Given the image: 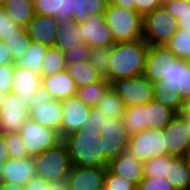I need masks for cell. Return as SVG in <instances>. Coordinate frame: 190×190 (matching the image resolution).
Listing matches in <instances>:
<instances>
[{
	"label": "cell",
	"instance_id": "obj_41",
	"mask_svg": "<svg viewBox=\"0 0 190 190\" xmlns=\"http://www.w3.org/2000/svg\"><path fill=\"white\" fill-rule=\"evenodd\" d=\"M104 190H137V186L127 179L111 173L107 169Z\"/></svg>",
	"mask_w": 190,
	"mask_h": 190
},
{
	"label": "cell",
	"instance_id": "obj_29",
	"mask_svg": "<svg viewBox=\"0 0 190 190\" xmlns=\"http://www.w3.org/2000/svg\"><path fill=\"white\" fill-rule=\"evenodd\" d=\"M125 131L131 136L138 132L148 129L145 116V105L126 107L121 118Z\"/></svg>",
	"mask_w": 190,
	"mask_h": 190
},
{
	"label": "cell",
	"instance_id": "obj_2",
	"mask_svg": "<svg viewBox=\"0 0 190 190\" xmlns=\"http://www.w3.org/2000/svg\"><path fill=\"white\" fill-rule=\"evenodd\" d=\"M150 46L142 38L131 42H115L111 46L109 74L110 84L120 78H133L144 74Z\"/></svg>",
	"mask_w": 190,
	"mask_h": 190
},
{
	"label": "cell",
	"instance_id": "obj_32",
	"mask_svg": "<svg viewBox=\"0 0 190 190\" xmlns=\"http://www.w3.org/2000/svg\"><path fill=\"white\" fill-rule=\"evenodd\" d=\"M30 41L31 39L28 36L26 28H21L20 30L15 31L14 34H11L8 38L3 40L11 51L10 53L14 62L24 56L29 47Z\"/></svg>",
	"mask_w": 190,
	"mask_h": 190
},
{
	"label": "cell",
	"instance_id": "obj_50",
	"mask_svg": "<svg viewBox=\"0 0 190 190\" xmlns=\"http://www.w3.org/2000/svg\"><path fill=\"white\" fill-rule=\"evenodd\" d=\"M52 100H53L52 96L41 85V87L34 93L33 97L29 101V108L30 109L35 108L37 107V104L43 105Z\"/></svg>",
	"mask_w": 190,
	"mask_h": 190
},
{
	"label": "cell",
	"instance_id": "obj_34",
	"mask_svg": "<svg viewBox=\"0 0 190 190\" xmlns=\"http://www.w3.org/2000/svg\"><path fill=\"white\" fill-rule=\"evenodd\" d=\"M66 70L64 52L56 46L48 47L43 60L42 76H49Z\"/></svg>",
	"mask_w": 190,
	"mask_h": 190
},
{
	"label": "cell",
	"instance_id": "obj_25",
	"mask_svg": "<svg viewBox=\"0 0 190 190\" xmlns=\"http://www.w3.org/2000/svg\"><path fill=\"white\" fill-rule=\"evenodd\" d=\"M48 46L37 41H30L29 47L23 57L15 61V66L26 68L42 77L43 60L47 54Z\"/></svg>",
	"mask_w": 190,
	"mask_h": 190
},
{
	"label": "cell",
	"instance_id": "obj_5",
	"mask_svg": "<svg viewBox=\"0 0 190 190\" xmlns=\"http://www.w3.org/2000/svg\"><path fill=\"white\" fill-rule=\"evenodd\" d=\"M177 29V20L163 5L144 16L143 39L149 46H165Z\"/></svg>",
	"mask_w": 190,
	"mask_h": 190
},
{
	"label": "cell",
	"instance_id": "obj_23",
	"mask_svg": "<svg viewBox=\"0 0 190 190\" xmlns=\"http://www.w3.org/2000/svg\"><path fill=\"white\" fill-rule=\"evenodd\" d=\"M83 43L79 34V24L74 19L58 20L55 46L67 51Z\"/></svg>",
	"mask_w": 190,
	"mask_h": 190
},
{
	"label": "cell",
	"instance_id": "obj_22",
	"mask_svg": "<svg viewBox=\"0 0 190 190\" xmlns=\"http://www.w3.org/2000/svg\"><path fill=\"white\" fill-rule=\"evenodd\" d=\"M30 119L38 124L55 129L61 136L62 104L59 100H52L46 104H37L30 109Z\"/></svg>",
	"mask_w": 190,
	"mask_h": 190
},
{
	"label": "cell",
	"instance_id": "obj_51",
	"mask_svg": "<svg viewBox=\"0 0 190 190\" xmlns=\"http://www.w3.org/2000/svg\"><path fill=\"white\" fill-rule=\"evenodd\" d=\"M86 3V9L90 11V16L95 14H105L109 4L108 0H86Z\"/></svg>",
	"mask_w": 190,
	"mask_h": 190
},
{
	"label": "cell",
	"instance_id": "obj_42",
	"mask_svg": "<svg viewBox=\"0 0 190 190\" xmlns=\"http://www.w3.org/2000/svg\"><path fill=\"white\" fill-rule=\"evenodd\" d=\"M137 190H175L169 180L163 177L144 176Z\"/></svg>",
	"mask_w": 190,
	"mask_h": 190
},
{
	"label": "cell",
	"instance_id": "obj_26",
	"mask_svg": "<svg viewBox=\"0 0 190 190\" xmlns=\"http://www.w3.org/2000/svg\"><path fill=\"white\" fill-rule=\"evenodd\" d=\"M176 114L173 109L154 99L145 104V116L148 129H163Z\"/></svg>",
	"mask_w": 190,
	"mask_h": 190
},
{
	"label": "cell",
	"instance_id": "obj_17",
	"mask_svg": "<svg viewBox=\"0 0 190 190\" xmlns=\"http://www.w3.org/2000/svg\"><path fill=\"white\" fill-rule=\"evenodd\" d=\"M107 169L111 173L134 183L137 187L144 177L143 163L138 160V157L129 148H126L117 158L109 161Z\"/></svg>",
	"mask_w": 190,
	"mask_h": 190
},
{
	"label": "cell",
	"instance_id": "obj_38",
	"mask_svg": "<svg viewBox=\"0 0 190 190\" xmlns=\"http://www.w3.org/2000/svg\"><path fill=\"white\" fill-rule=\"evenodd\" d=\"M5 142L8 147L10 158L29 157L27 155V150L23 144L22 137L19 132L5 134Z\"/></svg>",
	"mask_w": 190,
	"mask_h": 190
},
{
	"label": "cell",
	"instance_id": "obj_28",
	"mask_svg": "<svg viewBox=\"0 0 190 190\" xmlns=\"http://www.w3.org/2000/svg\"><path fill=\"white\" fill-rule=\"evenodd\" d=\"M66 71L75 81L77 88L86 86L90 83H96L103 78L89 61L66 65Z\"/></svg>",
	"mask_w": 190,
	"mask_h": 190
},
{
	"label": "cell",
	"instance_id": "obj_43",
	"mask_svg": "<svg viewBox=\"0 0 190 190\" xmlns=\"http://www.w3.org/2000/svg\"><path fill=\"white\" fill-rule=\"evenodd\" d=\"M60 0H33L34 12L38 15L54 16L59 13Z\"/></svg>",
	"mask_w": 190,
	"mask_h": 190
},
{
	"label": "cell",
	"instance_id": "obj_55",
	"mask_svg": "<svg viewBox=\"0 0 190 190\" xmlns=\"http://www.w3.org/2000/svg\"><path fill=\"white\" fill-rule=\"evenodd\" d=\"M109 4L136 11L135 0H108Z\"/></svg>",
	"mask_w": 190,
	"mask_h": 190
},
{
	"label": "cell",
	"instance_id": "obj_27",
	"mask_svg": "<svg viewBox=\"0 0 190 190\" xmlns=\"http://www.w3.org/2000/svg\"><path fill=\"white\" fill-rule=\"evenodd\" d=\"M2 6L7 15L21 28H27L35 15L33 0H6Z\"/></svg>",
	"mask_w": 190,
	"mask_h": 190
},
{
	"label": "cell",
	"instance_id": "obj_36",
	"mask_svg": "<svg viewBox=\"0 0 190 190\" xmlns=\"http://www.w3.org/2000/svg\"><path fill=\"white\" fill-rule=\"evenodd\" d=\"M110 60L111 47H96L91 49L89 62L104 78L109 74Z\"/></svg>",
	"mask_w": 190,
	"mask_h": 190
},
{
	"label": "cell",
	"instance_id": "obj_58",
	"mask_svg": "<svg viewBox=\"0 0 190 190\" xmlns=\"http://www.w3.org/2000/svg\"><path fill=\"white\" fill-rule=\"evenodd\" d=\"M46 190H69V187L65 180L60 182H50V186L49 188H46Z\"/></svg>",
	"mask_w": 190,
	"mask_h": 190
},
{
	"label": "cell",
	"instance_id": "obj_49",
	"mask_svg": "<svg viewBox=\"0 0 190 190\" xmlns=\"http://www.w3.org/2000/svg\"><path fill=\"white\" fill-rule=\"evenodd\" d=\"M136 11L143 17L162 6V0H135Z\"/></svg>",
	"mask_w": 190,
	"mask_h": 190
},
{
	"label": "cell",
	"instance_id": "obj_1",
	"mask_svg": "<svg viewBox=\"0 0 190 190\" xmlns=\"http://www.w3.org/2000/svg\"><path fill=\"white\" fill-rule=\"evenodd\" d=\"M72 166L107 168L104 137L98 131L78 130L63 137Z\"/></svg>",
	"mask_w": 190,
	"mask_h": 190
},
{
	"label": "cell",
	"instance_id": "obj_16",
	"mask_svg": "<svg viewBox=\"0 0 190 190\" xmlns=\"http://www.w3.org/2000/svg\"><path fill=\"white\" fill-rule=\"evenodd\" d=\"M107 168L72 166L66 182L69 190H104Z\"/></svg>",
	"mask_w": 190,
	"mask_h": 190
},
{
	"label": "cell",
	"instance_id": "obj_3",
	"mask_svg": "<svg viewBox=\"0 0 190 190\" xmlns=\"http://www.w3.org/2000/svg\"><path fill=\"white\" fill-rule=\"evenodd\" d=\"M104 15L115 42H131L143 38L144 17L137 11L108 4Z\"/></svg>",
	"mask_w": 190,
	"mask_h": 190
},
{
	"label": "cell",
	"instance_id": "obj_6",
	"mask_svg": "<svg viewBox=\"0 0 190 190\" xmlns=\"http://www.w3.org/2000/svg\"><path fill=\"white\" fill-rule=\"evenodd\" d=\"M19 134L29 157L38 156L63 141L58 131L38 124L30 118L24 122Z\"/></svg>",
	"mask_w": 190,
	"mask_h": 190
},
{
	"label": "cell",
	"instance_id": "obj_10",
	"mask_svg": "<svg viewBox=\"0 0 190 190\" xmlns=\"http://www.w3.org/2000/svg\"><path fill=\"white\" fill-rule=\"evenodd\" d=\"M62 125L61 137L81 130L91 120L90 107L86 105L77 95L62 100Z\"/></svg>",
	"mask_w": 190,
	"mask_h": 190
},
{
	"label": "cell",
	"instance_id": "obj_56",
	"mask_svg": "<svg viewBox=\"0 0 190 190\" xmlns=\"http://www.w3.org/2000/svg\"><path fill=\"white\" fill-rule=\"evenodd\" d=\"M178 22V30L190 32V14L180 15Z\"/></svg>",
	"mask_w": 190,
	"mask_h": 190
},
{
	"label": "cell",
	"instance_id": "obj_61",
	"mask_svg": "<svg viewBox=\"0 0 190 190\" xmlns=\"http://www.w3.org/2000/svg\"><path fill=\"white\" fill-rule=\"evenodd\" d=\"M8 93L0 91V106L2 104V101L6 98Z\"/></svg>",
	"mask_w": 190,
	"mask_h": 190
},
{
	"label": "cell",
	"instance_id": "obj_19",
	"mask_svg": "<svg viewBox=\"0 0 190 190\" xmlns=\"http://www.w3.org/2000/svg\"><path fill=\"white\" fill-rule=\"evenodd\" d=\"M159 83L168 90L179 93L182 100L190 98V62L178 59L171 66L165 80Z\"/></svg>",
	"mask_w": 190,
	"mask_h": 190
},
{
	"label": "cell",
	"instance_id": "obj_30",
	"mask_svg": "<svg viewBox=\"0 0 190 190\" xmlns=\"http://www.w3.org/2000/svg\"><path fill=\"white\" fill-rule=\"evenodd\" d=\"M109 87L110 82L103 77L96 83H90L86 86L77 88L76 95L89 107H95Z\"/></svg>",
	"mask_w": 190,
	"mask_h": 190
},
{
	"label": "cell",
	"instance_id": "obj_63",
	"mask_svg": "<svg viewBox=\"0 0 190 190\" xmlns=\"http://www.w3.org/2000/svg\"><path fill=\"white\" fill-rule=\"evenodd\" d=\"M5 1H6V0H0V6H2Z\"/></svg>",
	"mask_w": 190,
	"mask_h": 190
},
{
	"label": "cell",
	"instance_id": "obj_14",
	"mask_svg": "<svg viewBox=\"0 0 190 190\" xmlns=\"http://www.w3.org/2000/svg\"><path fill=\"white\" fill-rule=\"evenodd\" d=\"M34 176V157L9 158L0 166V183L24 186Z\"/></svg>",
	"mask_w": 190,
	"mask_h": 190
},
{
	"label": "cell",
	"instance_id": "obj_11",
	"mask_svg": "<svg viewBox=\"0 0 190 190\" xmlns=\"http://www.w3.org/2000/svg\"><path fill=\"white\" fill-rule=\"evenodd\" d=\"M80 37L91 48L111 47L115 41L104 14H95L79 24Z\"/></svg>",
	"mask_w": 190,
	"mask_h": 190
},
{
	"label": "cell",
	"instance_id": "obj_20",
	"mask_svg": "<svg viewBox=\"0 0 190 190\" xmlns=\"http://www.w3.org/2000/svg\"><path fill=\"white\" fill-rule=\"evenodd\" d=\"M26 29L31 41H37L48 47L55 46L57 21L53 16L35 14Z\"/></svg>",
	"mask_w": 190,
	"mask_h": 190
},
{
	"label": "cell",
	"instance_id": "obj_47",
	"mask_svg": "<svg viewBox=\"0 0 190 190\" xmlns=\"http://www.w3.org/2000/svg\"><path fill=\"white\" fill-rule=\"evenodd\" d=\"M74 14V0H60L59 13L55 14L53 18L58 20L73 19Z\"/></svg>",
	"mask_w": 190,
	"mask_h": 190
},
{
	"label": "cell",
	"instance_id": "obj_53",
	"mask_svg": "<svg viewBox=\"0 0 190 190\" xmlns=\"http://www.w3.org/2000/svg\"><path fill=\"white\" fill-rule=\"evenodd\" d=\"M10 52L6 44L0 40V65L15 63Z\"/></svg>",
	"mask_w": 190,
	"mask_h": 190
},
{
	"label": "cell",
	"instance_id": "obj_31",
	"mask_svg": "<svg viewBox=\"0 0 190 190\" xmlns=\"http://www.w3.org/2000/svg\"><path fill=\"white\" fill-rule=\"evenodd\" d=\"M97 107L105 113L106 116H113L116 119H121L126 106L120 96L109 87L98 101Z\"/></svg>",
	"mask_w": 190,
	"mask_h": 190
},
{
	"label": "cell",
	"instance_id": "obj_39",
	"mask_svg": "<svg viewBox=\"0 0 190 190\" xmlns=\"http://www.w3.org/2000/svg\"><path fill=\"white\" fill-rule=\"evenodd\" d=\"M91 47L85 43L78 44L75 48L64 51L65 64L88 62L91 54Z\"/></svg>",
	"mask_w": 190,
	"mask_h": 190
},
{
	"label": "cell",
	"instance_id": "obj_59",
	"mask_svg": "<svg viewBox=\"0 0 190 190\" xmlns=\"http://www.w3.org/2000/svg\"><path fill=\"white\" fill-rule=\"evenodd\" d=\"M0 190H25L22 185L0 183Z\"/></svg>",
	"mask_w": 190,
	"mask_h": 190
},
{
	"label": "cell",
	"instance_id": "obj_45",
	"mask_svg": "<svg viewBox=\"0 0 190 190\" xmlns=\"http://www.w3.org/2000/svg\"><path fill=\"white\" fill-rule=\"evenodd\" d=\"M20 29L21 27L7 15L3 6H0V40L3 41Z\"/></svg>",
	"mask_w": 190,
	"mask_h": 190
},
{
	"label": "cell",
	"instance_id": "obj_7",
	"mask_svg": "<svg viewBox=\"0 0 190 190\" xmlns=\"http://www.w3.org/2000/svg\"><path fill=\"white\" fill-rule=\"evenodd\" d=\"M110 87L120 96L126 107L145 105L153 100L154 83L144 75L114 80Z\"/></svg>",
	"mask_w": 190,
	"mask_h": 190
},
{
	"label": "cell",
	"instance_id": "obj_21",
	"mask_svg": "<svg viewBox=\"0 0 190 190\" xmlns=\"http://www.w3.org/2000/svg\"><path fill=\"white\" fill-rule=\"evenodd\" d=\"M41 85L54 100H65L76 95L75 81L66 70L49 76H42Z\"/></svg>",
	"mask_w": 190,
	"mask_h": 190
},
{
	"label": "cell",
	"instance_id": "obj_33",
	"mask_svg": "<svg viewBox=\"0 0 190 190\" xmlns=\"http://www.w3.org/2000/svg\"><path fill=\"white\" fill-rule=\"evenodd\" d=\"M179 60L190 62V32L176 31L165 45Z\"/></svg>",
	"mask_w": 190,
	"mask_h": 190
},
{
	"label": "cell",
	"instance_id": "obj_48",
	"mask_svg": "<svg viewBox=\"0 0 190 190\" xmlns=\"http://www.w3.org/2000/svg\"><path fill=\"white\" fill-rule=\"evenodd\" d=\"M86 0H74V14L73 19L78 23L82 24L91 16L90 11L86 9Z\"/></svg>",
	"mask_w": 190,
	"mask_h": 190
},
{
	"label": "cell",
	"instance_id": "obj_46",
	"mask_svg": "<svg viewBox=\"0 0 190 190\" xmlns=\"http://www.w3.org/2000/svg\"><path fill=\"white\" fill-rule=\"evenodd\" d=\"M14 64L0 65V91L9 93L12 85Z\"/></svg>",
	"mask_w": 190,
	"mask_h": 190
},
{
	"label": "cell",
	"instance_id": "obj_9",
	"mask_svg": "<svg viewBox=\"0 0 190 190\" xmlns=\"http://www.w3.org/2000/svg\"><path fill=\"white\" fill-rule=\"evenodd\" d=\"M29 116V106L19 95L9 92L0 106V133L19 132Z\"/></svg>",
	"mask_w": 190,
	"mask_h": 190
},
{
	"label": "cell",
	"instance_id": "obj_12",
	"mask_svg": "<svg viewBox=\"0 0 190 190\" xmlns=\"http://www.w3.org/2000/svg\"><path fill=\"white\" fill-rule=\"evenodd\" d=\"M178 58L166 46H150L144 76L152 83H159L168 76Z\"/></svg>",
	"mask_w": 190,
	"mask_h": 190
},
{
	"label": "cell",
	"instance_id": "obj_60",
	"mask_svg": "<svg viewBox=\"0 0 190 190\" xmlns=\"http://www.w3.org/2000/svg\"><path fill=\"white\" fill-rule=\"evenodd\" d=\"M184 159L187 163V166H188V169H189V172H190V151L184 156Z\"/></svg>",
	"mask_w": 190,
	"mask_h": 190
},
{
	"label": "cell",
	"instance_id": "obj_35",
	"mask_svg": "<svg viewBox=\"0 0 190 190\" xmlns=\"http://www.w3.org/2000/svg\"><path fill=\"white\" fill-rule=\"evenodd\" d=\"M153 99L179 113L183 100L179 93L172 92L160 83H154Z\"/></svg>",
	"mask_w": 190,
	"mask_h": 190
},
{
	"label": "cell",
	"instance_id": "obj_40",
	"mask_svg": "<svg viewBox=\"0 0 190 190\" xmlns=\"http://www.w3.org/2000/svg\"><path fill=\"white\" fill-rule=\"evenodd\" d=\"M91 111V120L85 124L83 127L84 130L98 131L100 134L104 125H106L110 120H115L113 116H106L105 113L97 107H90Z\"/></svg>",
	"mask_w": 190,
	"mask_h": 190
},
{
	"label": "cell",
	"instance_id": "obj_52",
	"mask_svg": "<svg viewBox=\"0 0 190 190\" xmlns=\"http://www.w3.org/2000/svg\"><path fill=\"white\" fill-rule=\"evenodd\" d=\"M50 182L40 177L34 176L25 185V190H46L49 188Z\"/></svg>",
	"mask_w": 190,
	"mask_h": 190
},
{
	"label": "cell",
	"instance_id": "obj_62",
	"mask_svg": "<svg viewBox=\"0 0 190 190\" xmlns=\"http://www.w3.org/2000/svg\"><path fill=\"white\" fill-rule=\"evenodd\" d=\"M185 126H186V130L188 131V134L190 136V119H185Z\"/></svg>",
	"mask_w": 190,
	"mask_h": 190
},
{
	"label": "cell",
	"instance_id": "obj_18",
	"mask_svg": "<svg viewBox=\"0 0 190 190\" xmlns=\"http://www.w3.org/2000/svg\"><path fill=\"white\" fill-rule=\"evenodd\" d=\"M42 77L31 70L15 66L12 75L11 91L22 98V101L29 106V101L34 93L41 87Z\"/></svg>",
	"mask_w": 190,
	"mask_h": 190
},
{
	"label": "cell",
	"instance_id": "obj_54",
	"mask_svg": "<svg viewBox=\"0 0 190 190\" xmlns=\"http://www.w3.org/2000/svg\"><path fill=\"white\" fill-rule=\"evenodd\" d=\"M9 158L8 147L5 142V134L0 133V166Z\"/></svg>",
	"mask_w": 190,
	"mask_h": 190
},
{
	"label": "cell",
	"instance_id": "obj_37",
	"mask_svg": "<svg viewBox=\"0 0 190 190\" xmlns=\"http://www.w3.org/2000/svg\"><path fill=\"white\" fill-rule=\"evenodd\" d=\"M144 176L163 177L168 176V155L162 157H153L143 163Z\"/></svg>",
	"mask_w": 190,
	"mask_h": 190
},
{
	"label": "cell",
	"instance_id": "obj_4",
	"mask_svg": "<svg viewBox=\"0 0 190 190\" xmlns=\"http://www.w3.org/2000/svg\"><path fill=\"white\" fill-rule=\"evenodd\" d=\"M36 176L49 182L65 181L71 172L72 162L62 141L34 157Z\"/></svg>",
	"mask_w": 190,
	"mask_h": 190
},
{
	"label": "cell",
	"instance_id": "obj_8",
	"mask_svg": "<svg viewBox=\"0 0 190 190\" xmlns=\"http://www.w3.org/2000/svg\"><path fill=\"white\" fill-rule=\"evenodd\" d=\"M164 143L163 129H146L130 136L128 148L144 163L153 157L169 155Z\"/></svg>",
	"mask_w": 190,
	"mask_h": 190
},
{
	"label": "cell",
	"instance_id": "obj_44",
	"mask_svg": "<svg viewBox=\"0 0 190 190\" xmlns=\"http://www.w3.org/2000/svg\"><path fill=\"white\" fill-rule=\"evenodd\" d=\"M162 5L177 21L180 15L190 14V0H166Z\"/></svg>",
	"mask_w": 190,
	"mask_h": 190
},
{
	"label": "cell",
	"instance_id": "obj_57",
	"mask_svg": "<svg viewBox=\"0 0 190 190\" xmlns=\"http://www.w3.org/2000/svg\"><path fill=\"white\" fill-rule=\"evenodd\" d=\"M183 119H190V98L183 100V104L178 113Z\"/></svg>",
	"mask_w": 190,
	"mask_h": 190
},
{
	"label": "cell",
	"instance_id": "obj_13",
	"mask_svg": "<svg viewBox=\"0 0 190 190\" xmlns=\"http://www.w3.org/2000/svg\"><path fill=\"white\" fill-rule=\"evenodd\" d=\"M165 145L169 155L184 157L190 151V136L185 126V119L179 114L163 128Z\"/></svg>",
	"mask_w": 190,
	"mask_h": 190
},
{
	"label": "cell",
	"instance_id": "obj_24",
	"mask_svg": "<svg viewBox=\"0 0 190 190\" xmlns=\"http://www.w3.org/2000/svg\"><path fill=\"white\" fill-rule=\"evenodd\" d=\"M175 190H190V172L184 157L168 155V176Z\"/></svg>",
	"mask_w": 190,
	"mask_h": 190
},
{
	"label": "cell",
	"instance_id": "obj_15",
	"mask_svg": "<svg viewBox=\"0 0 190 190\" xmlns=\"http://www.w3.org/2000/svg\"><path fill=\"white\" fill-rule=\"evenodd\" d=\"M100 134L104 137V149L108 161L120 156L129 146L130 135L125 131L121 119L110 120L103 126Z\"/></svg>",
	"mask_w": 190,
	"mask_h": 190
}]
</instances>
